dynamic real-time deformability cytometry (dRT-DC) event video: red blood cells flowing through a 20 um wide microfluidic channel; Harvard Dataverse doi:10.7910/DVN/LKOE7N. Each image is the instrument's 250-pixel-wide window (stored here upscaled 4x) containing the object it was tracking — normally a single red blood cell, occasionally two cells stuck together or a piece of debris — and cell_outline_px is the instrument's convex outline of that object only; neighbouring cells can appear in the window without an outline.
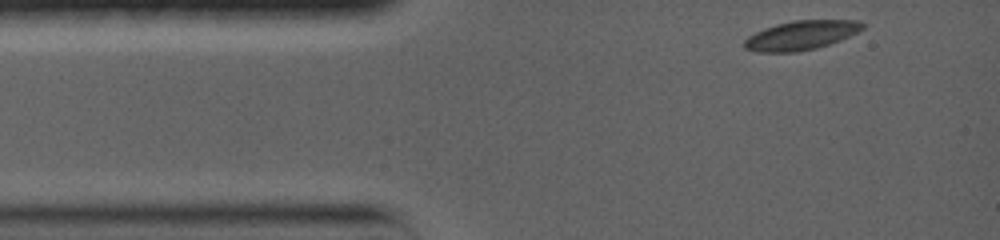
{"species": "common noctule bat (a hibernating species)", "species_latin": "Nyctalus noctula", "temperature_condition": "warm", "stored_images_in_passage": 37, "camera_frame_rate_fps": 5000, "um_per_image_px": 0.085, "animal": {"sex": "female", "body_mass_g": 19.0, "forearm_length_mm": 56.7}, "frame": {"image": 1, "passage_image": 1, "time_ms": 0.0, "image_size_px": [1000, 240], "cell_outline_px": [[864, 28], [840, 40], [816, 48], [796, 52], [756, 52], [744, 48], [744, 40], [748, 36], [764, 28], [776, 24], [792, 20], [856, 20], [864, 24]], "centroid_in_image_um": [68.05, 3.0], "position_along_channel_um": 16.9, "area_um2": 20.0}}
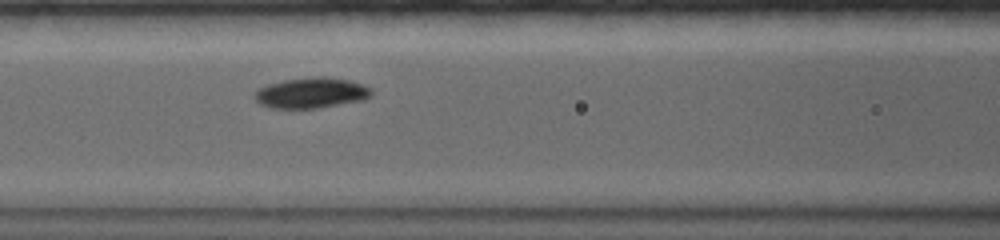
{"frame": {"image": 2, "passage_image": 14, "time_ms": 4.6, "image_size_px": [1000, 240], "cell_outline_px": [[372, 96], [364, 100], [320, 108], [272, 108], [260, 104], [252, 96], [260, 88], [268, 84], [284, 80], [316, 76], [324, 76], [348, 80], [364, 84], [372, 88]], "centroid_in_image_um": [26.5, 7.89], "position_along_channel_um": 140.1, "area_um2": 20.98}}
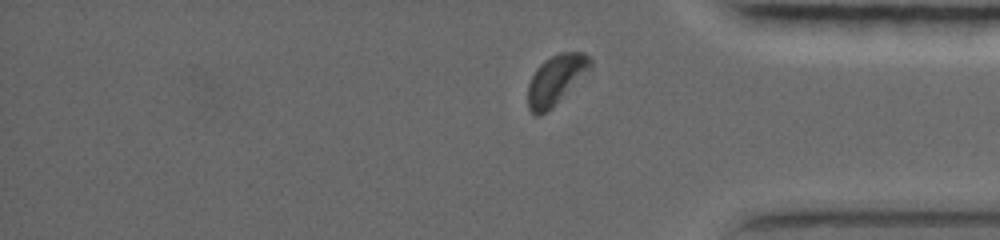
{"frame": {"image": 3, "passage_image": 34, "time_ms": 11.6, "image_size_px": [1000, 240], "cell_outline_px": [[592, 68], [552, 108], [540, 116], [536, 116], [528, 108], [528, 84], [536, 68], [544, 60], [560, 52], [584, 52], [592, 60]], "centroid_in_image_um": [47.26, 6.77], "position_along_channel_um": 387.9, "area_um2": 18.15}, "authors_computed_cell_mechanics": {"area_um2": 20.23, "velocity_mm_per_s": 3.6529, "shape_relaxation_time_tau1_ms": 2.4392, "shape_relaxation_time_tau2_ms": 3.0994, "deformation_change_tau1": 0.1097, "deformation_change_tau2": 0.0322}}